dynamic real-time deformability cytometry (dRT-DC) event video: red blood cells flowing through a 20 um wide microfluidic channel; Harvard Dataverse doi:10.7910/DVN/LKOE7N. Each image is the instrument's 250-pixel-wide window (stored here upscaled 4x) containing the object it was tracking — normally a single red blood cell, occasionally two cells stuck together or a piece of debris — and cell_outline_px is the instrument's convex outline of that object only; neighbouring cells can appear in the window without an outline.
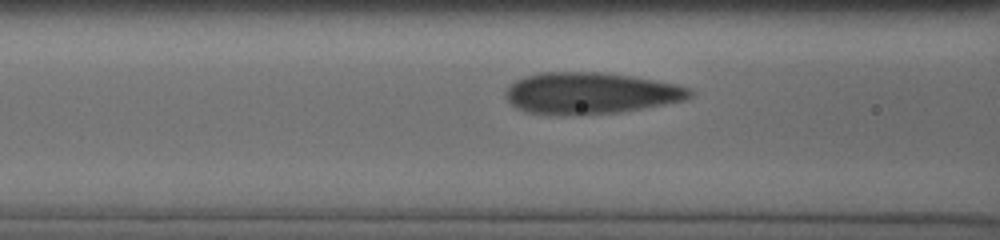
{"species": "human", "species_latin": "Homo sapiens", "temperature_condition": "cold", "stored_images_in_passage": 26, "camera_frame_rate_fps": 3000, "um_per_image_px": 0.085, "donor": {"sex": "male"}, "frame": {"image": 1, "passage_image": 6, "time_ms": 2.0, "image_size_px": [1000, 240], "cell_outline_px": [[692, 96], [680, 100], [640, 108], [616, 112], [524, 112], [516, 108], [504, 96], [504, 92], [516, 80], [524, 76], [540, 72], [600, 72], [632, 76], [676, 84], [692, 88]], "centroid_in_image_um": [50.17, 7.86], "position_along_channel_um": 116.4, "area_um2": 43.06}}
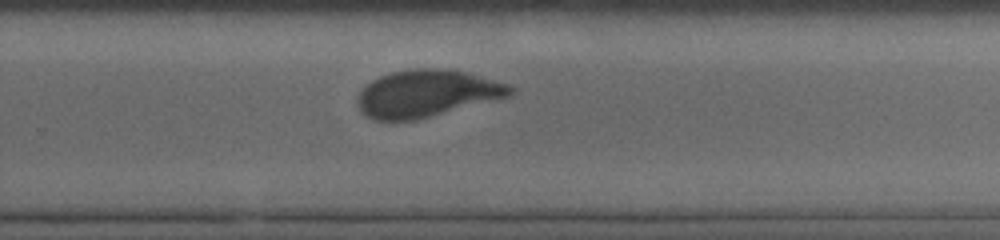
{"frame": {"image": 2, "passage_image": 18, "time_ms": 6.667, "image_size_px": [1000, 240], "cell_outline_px": [[516, 88], [508, 96], [416, 120], [372, 120], [360, 112], [356, 104], [356, 100], [360, 92], [372, 80], [380, 76], [392, 72], [408, 68], [440, 68], [468, 72], [512, 84]], "centroid_in_image_um": [36.27, 7.93], "position_along_channel_um": 293.5, "area_um2": 42.02}}
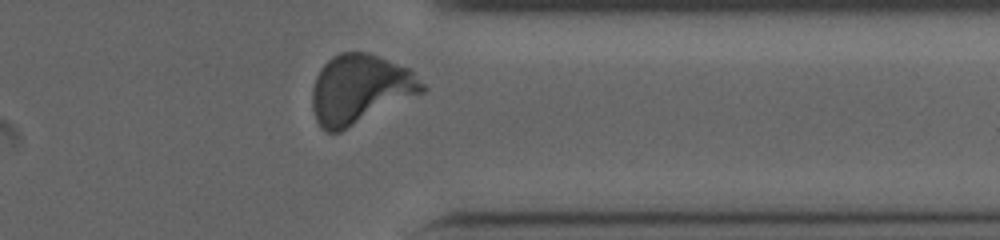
{"frame": {"image": 3, "passage_image": 24, "time_ms": 9.0, "image_size_px": [1000, 240], "cell_outline_px": [[428, 88], [424, 92], [340, 132], [328, 132], [320, 128], [316, 120], [312, 108], [312, 88], [316, 76], [320, 68], [332, 56], [340, 52], [368, 52], [412, 68]], "centroid_in_image_um": [30.62, 7.56], "position_along_channel_um": 380.8, "area_um2": 44.85}, "authors_computed_cell_mechanics": {"area_um2": 42.9743, "velocity_mm_per_s": 3.808, "shape_relaxation_time_tau1_ms": 7.1558, "shape_relaxation_time_tau2_ms": null, "deformation_change_tau1": 0.2009, "deformation_change_tau2": null}}